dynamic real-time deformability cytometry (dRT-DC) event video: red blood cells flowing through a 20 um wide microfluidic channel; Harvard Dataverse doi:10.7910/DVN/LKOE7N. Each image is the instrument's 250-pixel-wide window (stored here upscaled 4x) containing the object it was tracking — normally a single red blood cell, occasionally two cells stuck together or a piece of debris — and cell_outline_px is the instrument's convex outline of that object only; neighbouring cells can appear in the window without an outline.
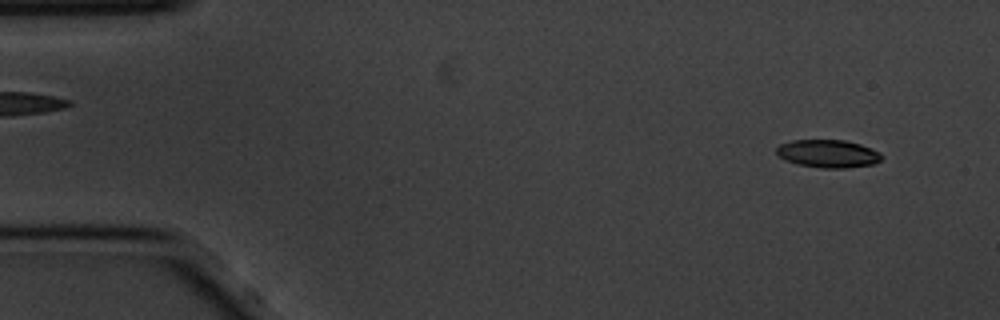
{"species": "common noctule bat (a hibernating species)", "species_latin": "Nyctalus noctula", "temperature_condition": "cold", "stored_images_in_passage": 57, "camera_frame_rate_fps": 3000, "um_per_image_px": 0.085, "animal": {"sex": "male", "body_mass_g": 20.1, "forearm_length_mm": 53.5}, "frame": {"image": 1, "passage_image": 4, "time_ms": 1.0, "image_size_px": [1000, 320], "cell_outline_px": [[884, 156], [880, 160], [872, 164], [844, 168], [820, 168], [796, 164], [784, 160], [776, 152], [776, 148], [780, 144], [792, 140], [844, 140], [860, 144], [880, 152]], "centroid_in_image_um": [70.37, 13.06], "position_along_channel_um": 14.6, "area_um2": 17.11}}
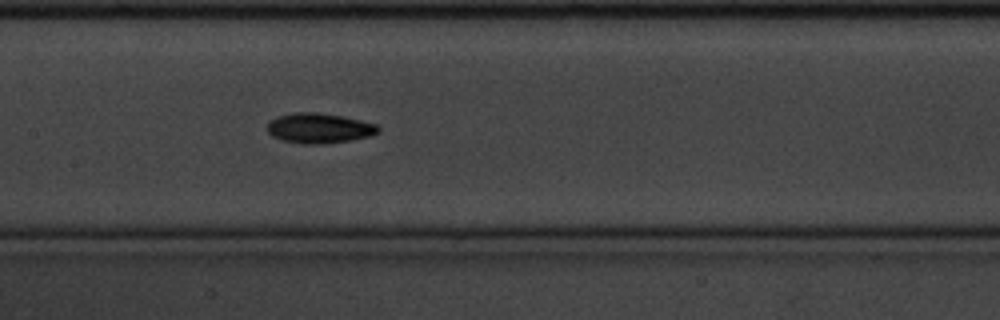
{"frame": {"image": 2, "passage_image": 27, "time_ms": 8.667, "image_size_px": [1000, 320], "cell_outline_px": [[380, 132], [372, 136], [352, 140], [324, 144], [304, 144], [284, 140], [272, 136], [264, 128], [268, 120], [276, 116], [292, 112], [316, 112], [340, 116], [360, 120], [376, 124], [380, 128]], "centroid_in_image_um": [27.09, 10.89], "position_along_channel_um": 180.3, "area_um2": 19.77}}
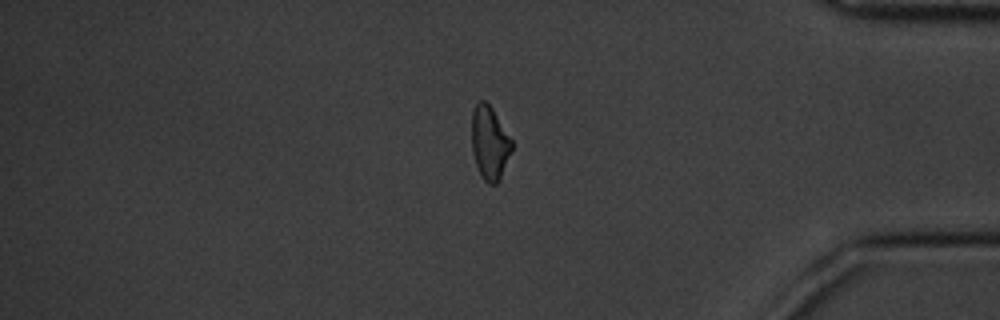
{"frame": {"image": 3, "passage_image": 48, "time_ms": 15.667, "image_size_px": [1000, 320], "cell_outline_px": [[512, 148], [500, 180], [496, 184], [488, 184], [484, 180], [476, 164], [472, 152], [472, 112], [476, 104], [480, 100], [484, 100], [492, 108], [512, 140]], "centroid_in_image_um": [41.61, 12.15], "position_along_channel_um": 393.6, "area_um2": 16.99}, "authors_computed_cell_mechanics": {"area_um2": 17.8602, "velocity_mm_per_s": 3.453, "shape_relaxation_time_tau1_ms": 2.3134, "shape_relaxation_time_tau2_ms": null, "deformation_change_tau1": 0.1136, "deformation_change_tau2": null}}